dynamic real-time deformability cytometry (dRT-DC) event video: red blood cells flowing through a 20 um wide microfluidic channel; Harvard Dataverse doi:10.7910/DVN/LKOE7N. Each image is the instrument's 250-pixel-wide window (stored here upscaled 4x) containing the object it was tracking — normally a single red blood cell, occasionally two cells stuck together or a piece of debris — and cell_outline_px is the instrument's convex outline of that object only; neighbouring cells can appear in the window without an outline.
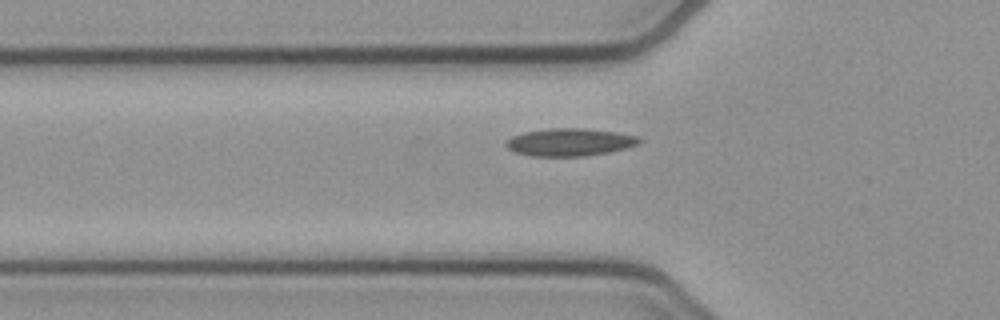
{"species": "common noctule bat (a hibernating species)", "species_latin": "Nyctalus noctula", "temperature_condition": "cold", "stored_images_in_passage": 35, "camera_frame_rate_fps": 3000, "um_per_image_px": 0.085, "animal": {"sex": "female", "body_mass_g": 21.9}, "frame": {"image": 1, "passage_image": 7, "time_ms": 2.0, "image_size_px": [1000, 320], "cell_outline_px": [[644, 140], [640, 144], [628, 148], [608, 152], [584, 156], [532, 156], [516, 152], [508, 148], [504, 144], [512, 136], [524, 132], [548, 128], [584, 128], [616, 132], [640, 136]], "centroid_in_image_um": [48.49, 12.08], "position_along_channel_um": 77.3, "area_um2": 21.62}}
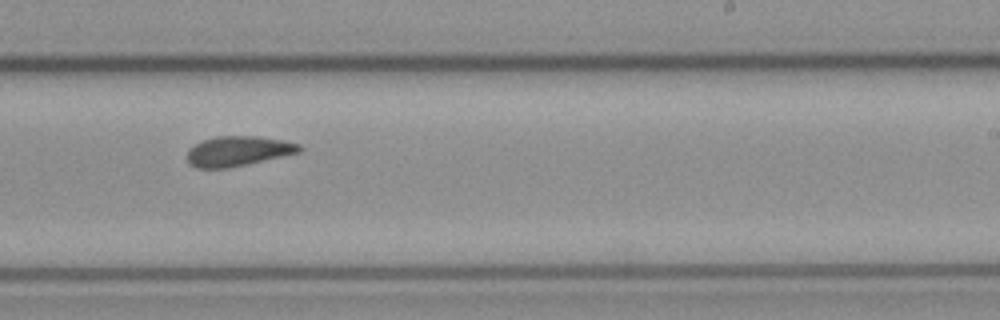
{"frame": {"image": 2, "passage_image": 22, "time_ms": 7.0, "image_size_px": [1000, 320], "cell_outline_px": [[304, 148], [300, 152], [228, 168], [196, 168], [188, 164], [188, 148], [204, 140], [216, 136], [256, 136], [284, 140], [300, 144]], "centroid_in_image_um": [20.24, 12.84], "position_along_channel_um": 268.8, "area_um2": 19.54}}
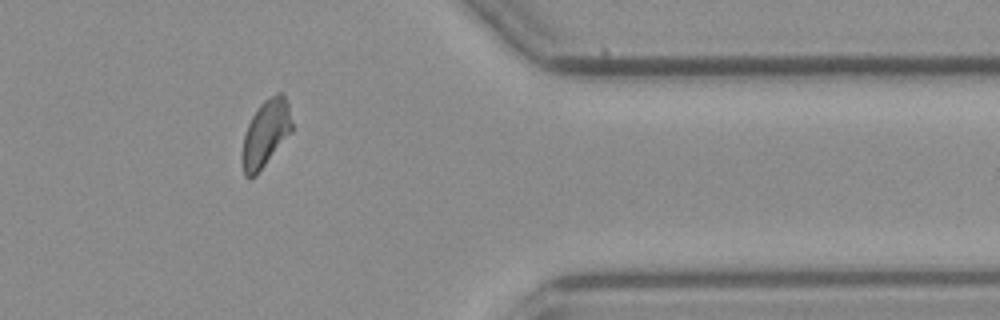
{"frame": {"image": 3, "passage_image": 33, "time_ms": 10.667, "image_size_px": [1000, 320], "cell_outline_px": [[292, 132], [256, 176], [244, 176], [240, 160], [244, 136], [248, 124], [252, 116], [260, 104], [264, 100], [276, 92], [284, 92], [288, 104], [292, 124]], "centroid_in_image_um": [22.58, 11.34], "position_along_channel_um": 388.8, "area_um2": 19.59}, "authors_computed_cell_mechanics": {"area_um2": 19.8832, "velocity_mm_per_s": 3.8081, "shape_relaxation_time_tau1_ms": 7.7595, "shape_relaxation_time_tau2_ms": 2.2492, "deformation_change_tau1": 0.1705, "deformation_change_tau2": 0.0773}}